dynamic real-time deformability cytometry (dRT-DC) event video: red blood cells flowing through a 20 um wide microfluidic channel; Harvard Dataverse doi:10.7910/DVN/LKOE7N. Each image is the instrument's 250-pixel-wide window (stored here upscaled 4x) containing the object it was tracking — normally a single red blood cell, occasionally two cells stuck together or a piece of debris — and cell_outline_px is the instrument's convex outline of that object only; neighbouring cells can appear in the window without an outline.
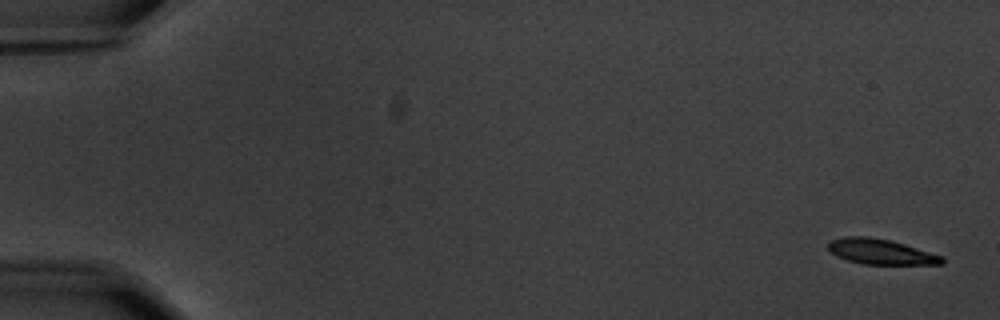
{"species": "common noctule bat (a hibernating species)", "species_latin": "Nyctalus noctula", "temperature_condition": "warm", "stored_images_in_passage": 2, "camera_frame_rate_fps": 3000, "um_per_image_px": 0.085, "animal": {"sex": "male", "body_mass_g": 20.1, "forearm_length_mm": 53.5}, "frame": {"image": 1, "passage_image": 1, "time_ms": 0.0, "image_size_px": [1000, 320], "cell_outline_px": [[944, 264], [864, 264], [848, 260], [836, 256], [828, 248], [828, 244], [832, 240], [844, 236], [868, 236], [892, 240], [944, 256]], "centroid_in_image_um": [74.89, 21.38], "position_along_channel_um": 10.1, "area_um2": 16.82}}